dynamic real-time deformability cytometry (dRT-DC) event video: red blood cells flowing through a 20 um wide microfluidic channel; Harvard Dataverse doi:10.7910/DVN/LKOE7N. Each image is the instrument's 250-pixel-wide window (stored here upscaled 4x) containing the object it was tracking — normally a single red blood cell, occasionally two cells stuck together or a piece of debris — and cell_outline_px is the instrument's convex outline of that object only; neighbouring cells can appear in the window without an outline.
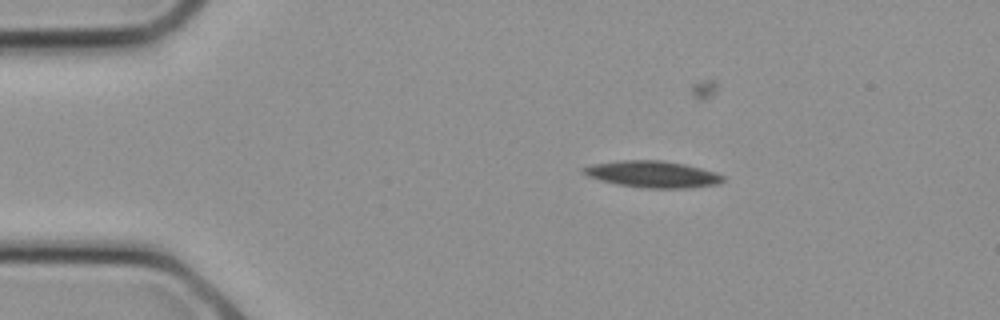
{"species": "common noctule bat (a hibernating species)", "species_latin": "Nyctalus noctula", "temperature_condition": "cold", "stored_images_in_passage": 10, "camera_frame_rate_fps": 3000, "um_per_image_px": 0.085, "animal": {"sex": "female", "body_mass_g": 21.9}, "frame": {"image": 1, "passage_image": 1, "time_ms": 0.0, "image_size_px": [1000, 320], "cell_outline_px": [[724, 180], [720, 184], [692, 188], [644, 188], [616, 184], [600, 180], [588, 176], [580, 172], [580, 168], [592, 164], [620, 160], [664, 160], [684, 164], [716, 172], [724, 176]], "centroid_in_image_um": [55.46, 14.81], "position_along_channel_um": 29.5, "area_um2": 21.91}}
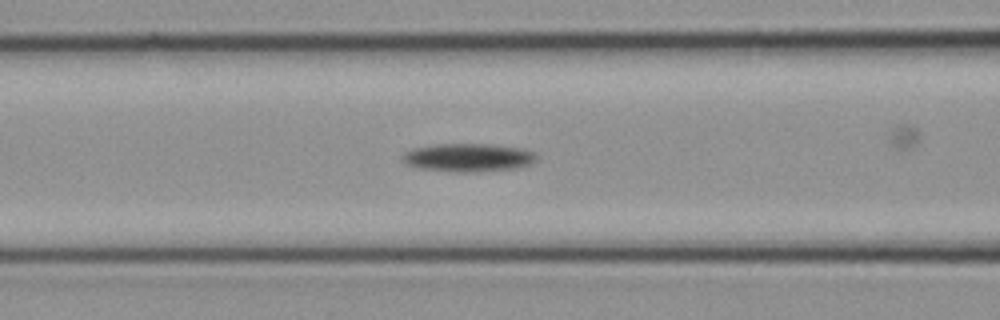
{"frame": {"image": 2, "passage_image": 7, "time_ms": 2.0, "image_size_px": [1000, 320], "cell_outline_px": [[536, 160], [532, 164], [516, 168], [472, 172], [452, 172], [420, 168], [408, 164], [400, 160], [400, 156], [404, 152], [412, 148], [432, 144], [488, 144], [524, 148], [536, 152]], "centroid_in_image_um": [39.79, 13.38], "position_along_channel_um": 126.8, "area_um2": 22.37}}
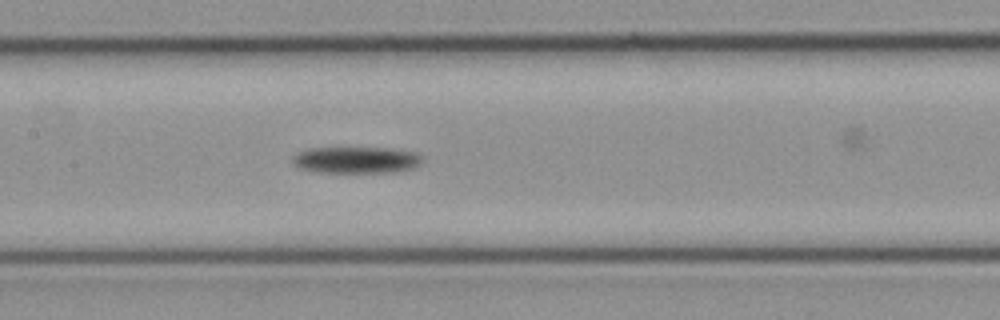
{"frame": {"image": 3, "passage_image": 9, "time_ms": 2.667, "image_size_px": [1000, 320], "cell_outline_px": [[424, 160], [416, 168], [396, 172], [316, 172], [300, 168], [292, 164], [292, 156], [296, 152], [308, 148], [392, 148], [416, 152], [424, 156]], "centroid_in_image_um": [30.31, 13.59], "position_along_channel_um": 177.1, "area_um2": 20.52}}